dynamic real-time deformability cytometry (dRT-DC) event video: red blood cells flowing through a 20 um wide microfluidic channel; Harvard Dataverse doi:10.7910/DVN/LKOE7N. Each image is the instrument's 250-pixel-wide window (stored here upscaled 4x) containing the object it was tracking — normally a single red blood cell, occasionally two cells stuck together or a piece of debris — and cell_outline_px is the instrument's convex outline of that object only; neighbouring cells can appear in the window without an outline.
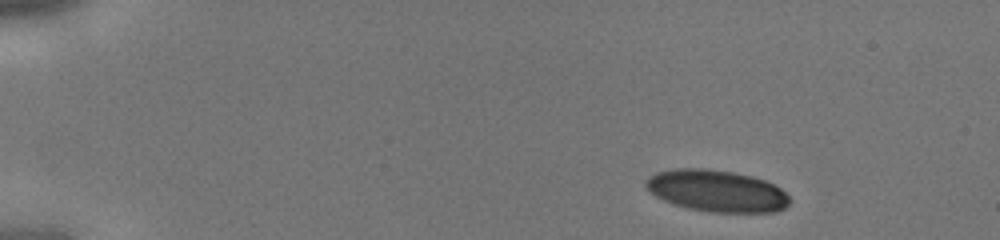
{"species": "human", "species_latin": "Homo sapiens", "temperature_condition": "cold", "stored_images_in_passage": 38, "camera_frame_rate_fps": 3000, "um_per_image_px": 0.085, "donor": {"sex": "male"}, "frame": {"image": 1, "passage_image": 1, "time_ms": 0.0, "image_size_px": [1000, 240], "cell_outline_px": [[792, 200], [784, 208], [776, 212], [712, 212], [688, 208], [664, 200], [656, 196], [644, 184], [644, 180], [648, 176], [656, 172], [676, 168], [704, 168], [732, 172], [752, 176], [764, 180], [780, 188]], "centroid_in_image_um": [60.91, 16.22], "position_along_channel_um": 24.1, "area_um2": 34.85}}
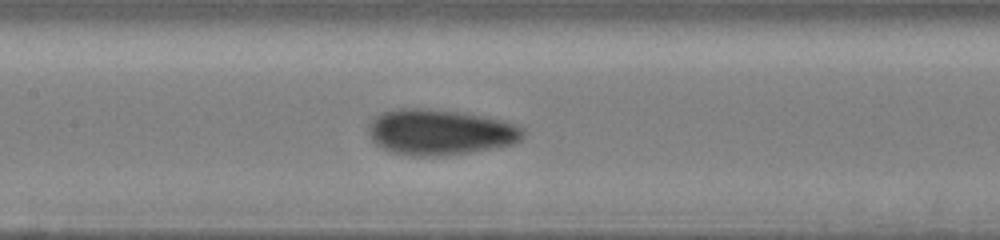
{"frame": {"image": 2, "passage_image": 17, "time_ms": 5.333, "image_size_px": [1000, 240], "cell_outline_px": [[528, 132], [520, 140], [512, 144], [492, 148], [468, 152], [440, 156], [408, 156], [388, 152], [376, 144], [372, 140], [368, 132], [368, 124], [380, 112], [396, 108], [424, 108], [456, 112], [480, 116], [500, 120], [524, 128]], "centroid_in_image_um": [37.34, 11.24], "position_along_channel_um": 170.1, "area_um2": 41.21}}
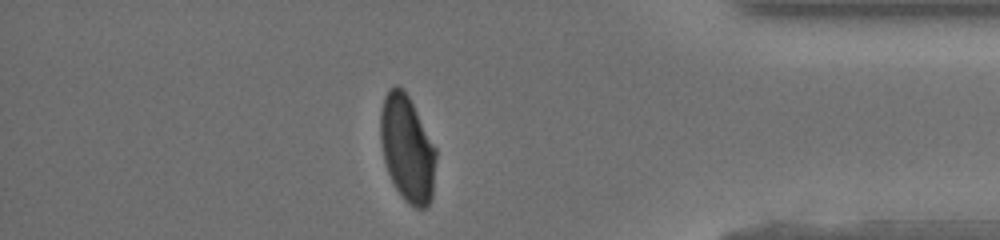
{"frame": {"image": 3, "passage_image": 33, "time_ms": 10.667, "image_size_px": [1000, 240], "cell_outline_px": [[436, 160], [432, 196], [428, 204], [424, 208], [416, 208], [408, 204], [404, 200], [396, 188], [388, 172], [384, 160], [380, 140], [380, 112], [384, 96], [388, 88], [396, 84], [408, 96], [436, 148]], "centroid_in_image_um": [34.6, 12.63], "position_along_channel_um": 400.6, "area_um2": 34.28}}